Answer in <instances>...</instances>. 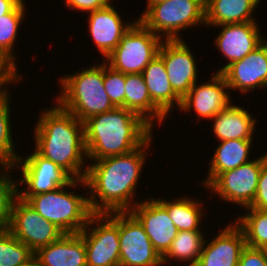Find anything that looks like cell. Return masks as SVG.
I'll return each instance as SVG.
<instances>
[{"mask_svg": "<svg viewBox=\"0 0 267 266\" xmlns=\"http://www.w3.org/2000/svg\"><path fill=\"white\" fill-rule=\"evenodd\" d=\"M103 83L112 104L125 108V74L113 70L105 62Z\"/></svg>", "mask_w": 267, "mask_h": 266, "instance_id": "d6a6232c", "label": "cell"}, {"mask_svg": "<svg viewBox=\"0 0 267 266\" xmlns=\"http://www.w3.org/2000/svg\"><path fill=\"white\" fill-rule=\"evenodd\" d=\"M8 231L34 253L65 234L17 195L11 204Z\"/></svg>", "mask_w": 267, "mask_h": 266, "instance_id": "30bf717a", "label": "cell"}, {"mask_svg": "<svg viewBox=\"0 0 267 266\" xmlns=\"http://www.w3.org/2000/svg\"><path fill=\"white\" fill-rule=\"evenodd\" d=\"M125 109L139 115L152 128L166 120V115L152 102L142 73L125 74Z\"/></svg>", "mask_w": 267, "mask_h": 266, "instance_id": "cb8c5ba5", "label": "cell"}, {"mask_svg": "<svg viewBox=\"0 0 267 266\" xmlns=\"http://www.w3.org/2000/svg\"><path fill=\"white\" fill-rule=\"evenodd\" d=\"M162 1H167V0H147V3H159Z\"/></svg>", "mask_w": 267, "mask_h": 266, "instance_id": "ab89813d", "label": "cell"}, {"mask_svg": "<svg viewBox=\"0 0 267 266\" xmlns=\"http://www.w3.org/2000/svg\"><path fill=\"white\" fill-rule=\"evenodd\" d=\"M246 108L230 104L213 117V132L217 140L254 139L256 119Z\"/></svg>", "mask_w": 267, "mask_h": 266, "instance_id": "44dd1931", "label": "cell"}, {"mask_svg": "<svg viewBox=\"0 0 267 266\" xmlns=\"http://www.w3.org/2000/svg\"><path fill=\"white\" fill-rule=\"evenodd\" d=\"M202 231H178L172 241L171 247L162 257V264H169V261H187L188 266H195L205 242V234ZM177 259V260H176ZM190 261V262H189Z\"/></svg>", "mask_w": 267, "mask_h": 266, "instance_id": "4316f807", "label": "cell"}, {"mask_svg": "<svg viewBox=\"0 0 267 266\" xmlns=\"http://www.w3.org/2000/svg\"><path fill=\"white\" fill-rule=\"evenodd\" d=\"M79 234L85 241L87 266H120L119 212L93 213Z\"/></svg>", "mask_w": 267, "mask_h": 266, "instance_id": "ba28073f", "label": "cell"}, {"mask_svg": "<svg viewBox=\"0 0 267 266\" xmlns=\"http://www.w3.org/2000/svg\"><path fill=\"white\" fill-rule=\"evenodd\" d=\"M109 3L106 7L88 12V28L94 44L106 58L119 44L122 36L135 21L124 23L121 14Z\"/></svg>", "mask_w": 267, "mask_h": 266, "instance_id": "d6986e66", "label": "cell"}, {"mask_svg": "<svg viewBox=\"0 0 267 266\" xmlns=\"http://www.w3.org/2000/svg\"><path fill=\"white\" fill-rule=\"evenodd\" d=\"M228 90L229 87L223 75L216 72L208 82L199 85L196 82L191 87L190 91L181 99L178 111L189 112L192 109L196 112L198 121L200 118L212 120L232 103Z\"/></svg>", "mask_w": 267, "mask_h": 266, "instance_id": "5bb4252c", "label": "cell"}, {"mask_svg": "<svg viewBox=\"0 0 267 266\" xmlns=\"http://www.w3.org/2000/svg\"><path fill=\"white\" fill-rule=\"evenodd\" d=\"M29 156H19L12 165L21 169L22 179L17 182V196L22 200H27L30 196L47 193L66 186L73 178L57 164L41 156L35 149ZM20 184H25V189L19 188Z\"/></svg>", "mask_w": 267, "mask_h": 266, "instance_id": "8fae6325", "label": "cell"}, {"mask_svg": "<svg viewBox=\"0 0 267 266\" xmlns=\"http://www.w3.org/2000/svg\"><path fill=\"white\" fill-rule=\"evenodd\" d=\"M17 64L12 61L8 55L0 48V85L8 86V84L19 83L22 77L18 72ZM19 73V74H18ZM12 82V83H11Z\"/></svg>", "mask_w": 267, "mask_h": 266, "instance_id": "836d02e7", "label": "cell"}, {"mask_svg": "<svg viewBox=\"0 0 267 266\" xmlns=\"http://www.w3.org/2000/svg\"><path fill=\"white\" fill-rule=\"evenodd\" d=\"M1 167L0 172L6 171L0 173V232L8 230L11 204L17 195V180L10 177V173L13 172L12 166L0 165Z\"/></svg>", "mask_w": 267, "mask_h": 266, "instance_id": "1f68e13d", "label": "cell"}, {"mask_svg": "<svg viewBox=\"0 0 267 266\" xmlns=\"http://www.w3.org/2000/svg\"><path fill=\"white\" fill-rule=\"evenodd\" d=\"M130 212L139 220L152 246L163 257L171 247L178 230L167 209L154 197L137 203Z\"/></svg>", "mask_w": 267, "mask_h": 266, "instance_id": "2e32d148", "label": "cell"}, {"mask_svg": "<svg viewBox=\"0 0 267 266\" xmlns=\"http://www.w3.org/2000/svg\"><path fill=\"white\" fill-rule=\"evenodd\" d=\"M232 224L221 229L210 242L205 239L195 266H238L246 241L242 229L235 222Z\"/></svg>", "mask_w": 267, "mask_h": 266, "instance_id": "ac0fdd59", "label": "cell"}, {"mask_svg": "<svg viewBox=\"0 0 267 266\" xmlns=\"http://www.w3.org/2000/svg\"><path fill=\"white\" fill-rule=\"evenodd\" d=\"M249 208L267 209V162L261 168L255 199Z\"/></svg>", "mask_w": 267, "mask_h": 266, "instance_id": "d590c367", "label": "cell"}, {"mask_svg": "<svg viewBox=\"0 0 267 266\" xmlns=\"http://www.w3.org/2000/svg\"><path fill=\"white\" fill-rule=\"evenodd\" d=\"M254 139H229L221 141L209 162V173L207 179L202 181L207 187L220 173L235 169L240 165L250 162L252 142Z\"/></svg>", "mask_w": 267, "mask_h": 266, "instance_id": "d4e9b609", "label": "cell"}, {"mask_svg": "<svg viewBox=\"0 0 267 266\" xmlns=\"http://www.w3.org/2000/svg\"><path fill=\"white\" fill-rule=\"evenodd\" d=\"M113 0H65L64 4L69 9H77L83 11L86 14L95 10L106 7Z\"/></svg>", "mask_w": 267, "mask_h": 266, "instance_id": "8d00e7d4", "label": "cell"}, {"mask_svg": "<svg viewBox=\"0 0 267 266\" xmlns=\"http://www.w3.org/2000/svg\"><path fill=\"white\" fill-rule=\"evenodd\" d=\"M152 136L129 153L95 160L87 166L84 180L89 191L85 194L93 213L130 211L140 202H135V192Z\"/></svg>", "mask_w": 267, "mask_h": 266, "instance_id": "6da1fadb", "label": "cell"}, {"mask_svg": "<svg viewBox=\"0 0 267 266\" xmlns=\"http://www.w3.org/2000/svg\"><path fill=\"white\" fill-rule=\"evenodd\" d=\"M263 155V156H262ZM250 162L220 173L208 186L222 201L249 207L255 199L259 175L267 152Z\"/></svg>", "mask_w": 267, "mask_h": 266, "instance_id": "9c48e42d", "label": "cell"}, {"mask_svg": "<svg viewBox=\"0 0 267 266\" xmlns=\"http://www.w3.org/2000/svg\"><path fill=\"white\" fill-rule=\"evenodd\" d=\"M189 198L182 196L170 201L162 198L157 200L167 209L178 231H202L199 224L202 223L201 219L205 213L203 212L205 208H202L203 201Z\"/></svg>", "mask_w": 267, "mask_h": 266, "instance_id": "484cf974", "label": "cell"}, {"mask_svg": "<svg viewBox=\"0 0 267 266\" xmlns=\"http://www.w3.org/2000/svg\"><path fill=\"white\" fill-rule=\"evenodd\" d=\"M40 266H87L85 241L79 233H65L34 253Z\"/></svg>", "mask_w": 267, "mask_h": 266, "instance_id": "ffe728a7", "label": "cell"}, {"mask_svg": "<svg viewBox=\"0 0 267 266\" xmlns=\"http://www.w3.org/2000/svg\"><path fill=\"white\" fill-rule=\"evenodd\" d=\"M222 28L214 43L227 63L216 72L221 73L227 66L241 60L257 48L266 38L260 34L257 22L217 25Z\"/></svg>", "mask_w": 267, "mask_h": 266, "instance_id": "e0dca14e", "label": "cell"}, {"mask_svg": "<svg viewBox=\"0 0 267 266\" xmlns=\"http://www.w3.org/2000/svg\"><path fill=\"white\" fill-rule=\"evenodd\" d=\"M34 258V252L8 230L0 232V266H22Z\"/></svg>", "mask_w": 267, "mask_h": 266, "instance_id": "4dcf8cb0", "label": "cell"}, {"mask_svg": "<svg viewBox=\"0 0 267 266\" xmlns=\"http://www.w3.org/2000/svg\"><path fill=\"white\" fill-rule=\"evenodd\" d=\"M142 75L147 85L152 102L167 116L181 105V99L174 93L163 59L157 55L143 70Z\"/></svg>", "mask_w": 267, "mask_h": 266, "instance_id": "603a6c76", "label": "cell"}, {"mask_svg": "<svg viewBox=\"0 0 267 266\" xmlns=\"http://www.w3.org/2000/svg\"><path fill=\"white\" fill-rule=\"evenodd\" d=\"M137 19L163 40H182L181 30L200 24L205 26V0L147 3L144 13Z\"/></svg>", "mask_w": 267, "mask_h": 266, "instance_id": "8992f818", "label": "cell"}, {"mask_svg": "<svg viewBox=\"0 0 267 266\" xmlns=\"http://www.w3.org/2000/svg\"><path fill=\"white\" fill-rule=\"evenodd\" d=\"M235 223L242 229L246 246L267 250V209L245 208Z\"/></svg>", "mask_w": 267, "mask_h": 266, "instance_id": "83f0119b", "label": "cell"}, {"mask_svg": "<svg viewBox=\"0 0 267 266\" xmlns=\"http://www.w3.org/2000/svg\"><path fill=\"white\" fill-rule=\"evenodd\" d=\"M22 266H40V265H39L38 261L35 258H33L27 264L22 265Z\"/></svg>", "mask_w": 267, "mask_h": 266, "instance_id": "f35d334b", "label": "cell"}, {"mask_svg": "<svg viewBox=\"0 0 267 266\" xmlns=\"http://www.w3.org/2000/svg\"><path fill=\"white\" fill-rule=\"evenodd\" d=\"M119 243L120 266H163L162 257L130 211L119 212Z\"/></svg>", "mask_w": 267, "mask_h": 266, "instance_id": "7c38bea8", "label": "cell"}, {"mask_svg": "<svg viewBox=\"0 0 267 266\" xmlns=\"http://www.w3.org/2000/svg\"><path fill=\"white\" fill-rule=\"evenodd\" d=\"M260 2L261 0H205V26L256 22L253 13Z\"/></svg>", "mask_w": 267, "mask_h": 266, "instance_id": "7402d4cb", "label": "cell"}, {"mask_svg": "<svg viewBox=\"0 0 267 266\" xmlns=\"http://www.w3.org/2000/svg\"><path fill=\"white\" fill-rule=\"evenodd\" d=\"M79 185L87 187L84 179H72L66 186L57 190L30 196L26 202L64 233H80L93 212L89 206L88 195L67 191V188L75 190Z\"/></svg>", "mask_w": 267, "mask_h": 266, "instance_id": "5b68a950", "label": "cell"}, {"mask_svg": "<svg viewBox=\"0 0 267 266\" xmlns=\"http://www.w3.org/2000/svg\"><path fill=\"white\" fill-rule=\"evenodd\" d=\"M21 0H0V17L10 13Z\"/></svg>", "mask_w": 267, "mask_h": 266, "instance_id": "74e56055", "label": "cell"}, {"mask_svg": "<svg viewBox=\"0 0 267 266\" xmlns=\"http://www.w3.org/2000/svg\"><path fill=\"white\" fill-rule=\"evenodd\" d=\"M164 62L174 93L182 99L197 82L195 56L183 40H164L159 54Z\"/></svg>", "mask_w": 267, "mask_h": 266, "instance_id": "4fadbf2b", "label": "cell"}, {"mask_svg": "<svg viewBox=\"0 0 267 266\" xmlns=\"http://www.w3.org/2000/svg\"><path fill=\"white\" fill-rule=\"evenodd\" d=\"M21 1L10 13L0 17V48L8 57L17 64L16 55L13 53L14 43L17 42L19 25L25 16L26 2Z\"/></svg>", "mask_w": 267, "mask_h": 266, "instance_id": "f546056e", "label": "cell"}, {"mask_svg": "<svg viewBox=\"0 0 267 266\" xmlns=\"http://www.w3.org/2000/svg\"><path fill=\"white\" fill-rule=\"evenodd\" d=\"M267 38V37H266ZM223 75L229 89L248 93L267 87V39L249 55L227 66Z\"/></svg>", "mask_w": 267, "mask_h": 266, "instance_id": "9a60e30c", "label": "cell"}, {"mask_svg": "<svg viewBox=\"0 0 267 266\" xmlns=\"http://www.w3.org/2000/svg\"><path fill=\"white\" fill-rule=\"evenodd\" d=\"M60 79V95L56 96L64 110L72 113L79 121L105 113L115 108L104 87V61L90 65L75 74L65 75Z\"/></svg>", "mask_w": 267, "mask_h": 266, "instance_id": "277c9868", "label": "cell"}, {"mask_svg": "<svg viewBox=\"0 0 267 266\" xmlns=\"http://www.w3.org/2000/svg\"><path fill=\"white\" fill-rule=\"evenodd\" d=\"M164 40L138 19L122 36L116 48L104 59L113 70L123 74L142 73L159 54Z\"/></svg>", "mask_w": 267, "mask_h": 266, "instance_id": "52a82bcc", "label": "cell"}, {"mask_svg": "<svg viewBox=\"0 0 267 266\" xmlns=\"http://www.w3.org/2000/svg\"><path fill=\"white\" fill-rule=\"evenodd\" d=\"M5 86L0 88V165L12 166L20 154L15 151L10 120V91ZM11 125V126H10Z\"/></svg>", "mask_w": 267, "mask_h": 266, "instance_id": "f1b7e54d", "label": "cell"}, {"mask_svg": "<svg viewBox=\"0 0 267 266\" xmlns=\"http://www.w3.org/2000/svg\"><path fill=\"white\" fill-rule=\"evenodd\" d=\"M46 109L40 113L34 128V149L61 167L73 179H84L87 171L84 164H87L85 160L88 159L84 122L58 103Z\"/></svg>", "mask_w": 267, "mask_h": 266, "instance_id": "7a4b0ae2", "label": "cell"}, {"mask_svg": "<svg viewBox=\"0 0 267 266\" xmlns=\"http://www.w3.org/2000/svg\"><path fill=\"white\" fill-rule=\"evenodd\" d=\"M238 266H267V250L246 246L241 252Z\"/></svg>", "mask_w": 267, "mask_h": 266, "instance_id": "e575fe53", "label": "cell"}, {"mask_svg": "<svg viewBox=\"0 0 267 266\" xmlns=\"http://www.w3.org/2000/svg\"><path fill=\"white\" fill-rule=\"evenodd\" d=\"M153 132L146 121L124 107L93 115L84 121L87 158L91 162L129 153L139 148Z\"/></svg>", "mask_w": 267, "mask_h": 266, "instance_id": "3957f363", "label": "cell"}]
</instances>
